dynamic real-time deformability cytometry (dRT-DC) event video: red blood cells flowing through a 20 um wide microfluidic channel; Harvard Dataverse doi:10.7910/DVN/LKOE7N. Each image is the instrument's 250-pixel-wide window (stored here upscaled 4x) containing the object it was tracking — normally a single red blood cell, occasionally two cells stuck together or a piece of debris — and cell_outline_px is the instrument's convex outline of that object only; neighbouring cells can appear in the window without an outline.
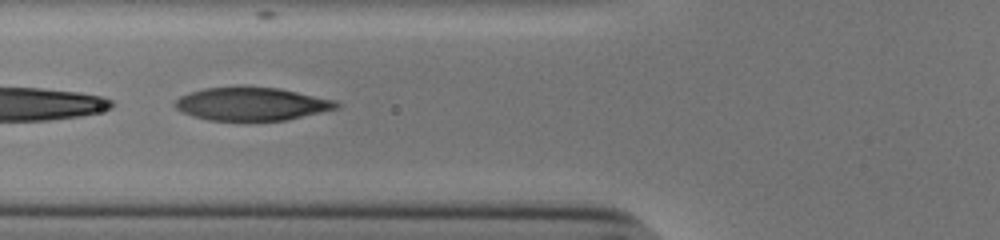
{"species": "human", "species_latin": "Homo sapiens", "temperature_condition": "cold", "stored_images_in_passage": 23, "segment_of_instrument_passage": [2, 2], "camera_frame_rate_fps": 3000, "um_per_image_px": 0.085, "donor": {"sex": "male"}, "frame": {"image": 1, "passage_image": 21, "time_ms": 6.667, "image_size_px": [1000, 240], "cell_outline_px": [[340, 108], [284, 120], [208, 120], [192, 116], [176, 108], [172, 104], [180, 96], [204, 88], [240, 84], [244, 84], [280, 88], [336, 100], [340, 104]], "centroid_in_image_um": [21.39, 8.79], "position_along_channel_um": 104.4, "area_um2": 31.79}}